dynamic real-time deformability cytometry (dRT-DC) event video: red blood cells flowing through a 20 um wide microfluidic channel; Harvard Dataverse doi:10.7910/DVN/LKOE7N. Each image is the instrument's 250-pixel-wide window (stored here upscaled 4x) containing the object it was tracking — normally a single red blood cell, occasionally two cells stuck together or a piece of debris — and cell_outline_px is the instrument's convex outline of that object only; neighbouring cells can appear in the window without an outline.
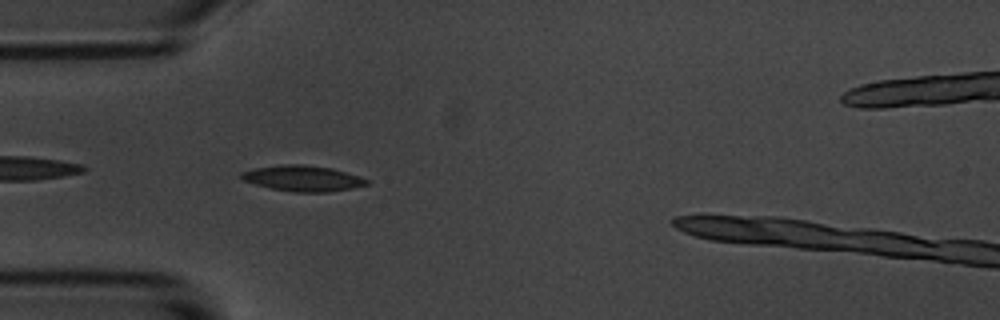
{"species": "common noctule bat (a hibernating species)", "species_latin": "Nyctalus noctula", "temperature_condition": "room temperature", "stored_images_in_passage": 6, "camera_frame_rate_fps": 3000, "um_per_image_px": 0.085, "animal": {"sex": "male", "body_mass_g": 20.1, "forearm_length_mm": 53.5}, "frame": {"image": 1, "passage_image": 5, "time_ms": 5.333, "image_size_px": [1000, 320], "cell_outline_px": [[368, 184], [352, 188], [328, 192], [296, 192], [272, 188], [256, 184], [244, 180], [240, 176], [240, 172], [256, 168], [280, 164], [304, 164], [332, 168], [360, 176], [368, 180]], "centroid_in_image_um": [25.75, 15.15], "position_along_channel_um": 59.2, "area_um2": 18.67}}